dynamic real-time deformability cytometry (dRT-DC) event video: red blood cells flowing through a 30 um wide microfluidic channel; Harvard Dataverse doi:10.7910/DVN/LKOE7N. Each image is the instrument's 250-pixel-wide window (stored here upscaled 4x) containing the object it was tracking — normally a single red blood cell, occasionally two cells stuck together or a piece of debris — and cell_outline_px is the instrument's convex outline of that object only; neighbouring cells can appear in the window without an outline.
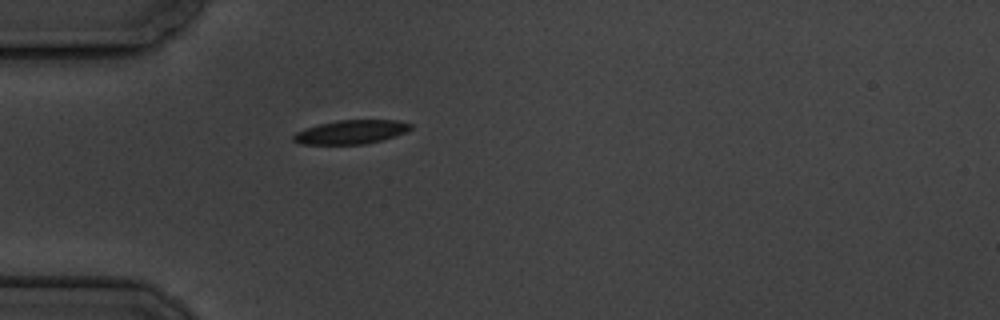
{"species": "common noctule bat (a hibernating species)", "species_latin": "Nyctalus noctula", "temperature_condition": "cold", "stored_images_in_passage": 1, "camera_frame_rate_fps": 3000, "um_per_image_px": 0.085, "animal": {"sex": "male", "body_mass_g": 19.5, "forearm_length_mm": 54.6}, "frame": {"image": 1, "passage_image": 1, "time_ms": 0.0, "image_size_px": [1000, 320], "cell_outline_px": [[412, 128], [408, 132], [396, 136], [364, 144], [304, 144], [292, 140], [292, 136], [296, 132], [304, 128], [336, 120], [396, 120], [412, 124]], "centroid_in_image_um": [29.85, 11.21], "position_along_channel_um": 55.1, "area_um2": 16.3}}